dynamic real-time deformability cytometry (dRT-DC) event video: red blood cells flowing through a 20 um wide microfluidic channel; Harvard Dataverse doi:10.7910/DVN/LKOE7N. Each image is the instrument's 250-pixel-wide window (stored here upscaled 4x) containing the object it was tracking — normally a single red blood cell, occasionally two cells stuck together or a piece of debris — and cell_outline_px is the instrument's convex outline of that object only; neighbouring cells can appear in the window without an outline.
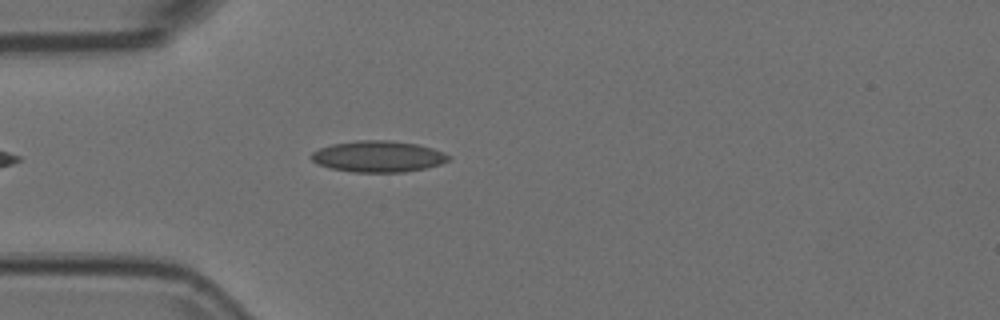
{"species": "Egyptian fruit bat (a non-hibernating species)", "species_latin": "Rousettus aegyptiacus", "temperature_condition": "room temperature", "stored_images_in_passage": 44, "camera_frame_rate_fps": 3000, "um_per_image_px": 0.085, "animal": {"sex": "female"}, "frame": {"image": 1, "passage_image": 5, "time_ms": 1.333, "image_size_px": [1000, 320], "cell_outline_px": [[452, 156], [448, 160], [440, 164], [424, 168], [404, 172], [352, 172], [332, 168], [320, 164], [312, 160], [312, 152], [320, 148], [332, 144], [356, 140], [388, 140], [416, 144], [432, 148], [444, 152]], "centroid_in_image_um": [32.17, 13.29], "position_along_channel_um": 52.8, "area_um2": 24.8}}
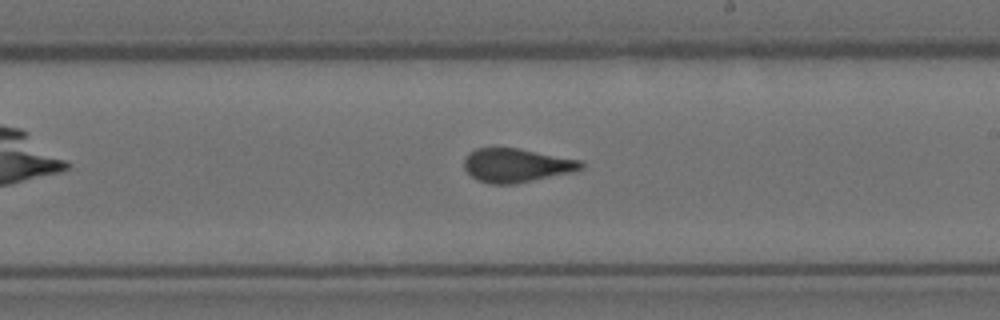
{"frame": {"image": 2, "passage_image": 21, "time_ms": 6.667, "image_size_px": [1000, 320], "cell_outline_px": [[584, 168], [572, 172], [516, 184], [488, 184], [476, 180], [464, 168], [464, 156], [468, 152], [476, 148], [516, 148], [580, 160], [584, 164]], "centroid_in_image_um": [43.86, 14.06], "position_along_channel_um": 245.1, "area_um2": 23.06}}
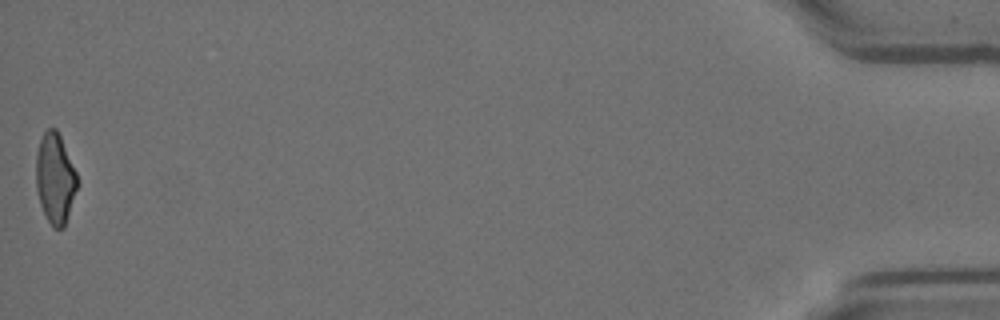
{"frame": {"image": 3, "passage_image": 44, "time_ms": 14.333, "image_size_px": [1000, 320], "cell_outline_px": [[80, 184], [64, 228], [52, 228], [40, 204], [36, 188], [36, 152], [40, 140], [44, 132], [48, 128], [56, 128], [60, 136], [76, 172]], "centroid_in_image_um": [4.7, 15.19], "position_along_channel_um": 430.5, "area_um2": 21.91}, "authors_computed_cell_mechanics": {"area_um2": 23.3801, "velocity_mm_per_s": 3.732, "shape_relaxation_time_tau1_ms": 8.3944, "shape_relaxation_time_tau2_ms": 0.8206, "deformation_change_tau1": 0.1944, "deformation_change_tau2": 0.067}}